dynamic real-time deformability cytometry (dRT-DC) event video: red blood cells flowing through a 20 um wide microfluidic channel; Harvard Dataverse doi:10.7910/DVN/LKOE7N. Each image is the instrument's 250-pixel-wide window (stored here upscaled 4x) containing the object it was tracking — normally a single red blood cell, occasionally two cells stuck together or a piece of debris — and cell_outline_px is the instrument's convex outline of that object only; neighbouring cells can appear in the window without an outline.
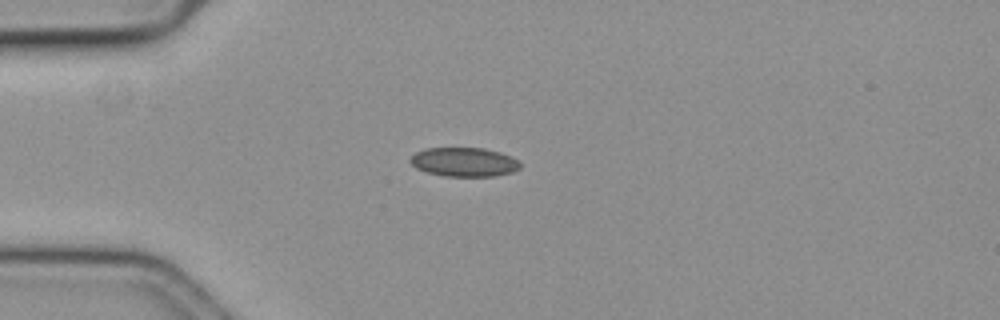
{"species": "common noctule bat (a hibernating species)", "species_latin": "Nyctalus noctula", "temperature_condition": "cold", "stored_images_in_passage": 29, "camera_frame_rate_fps": 3000, "um_per_image_px": 0.085, "animal": {"sex": "female", "body_mass_g": 19.3, "forearm_length_mm": 54.1}, "frame": {"image": 1, "passage_image": 1, "time_ms": 0.0, "image_size_px": [1000, 320], "cell_outline_px": [[520, 168], [512, 172], [496, 176], [444, 176], [428, 172], [416, 168], [408, 160], [416, 152], [424, 148], [484, 148], [500, 152], [516, 160], [520, 164]], "centroid_in_image_um": [39.42, 13.77], "position_along_channel_um": 45.6, "area_um2": 18.5}}
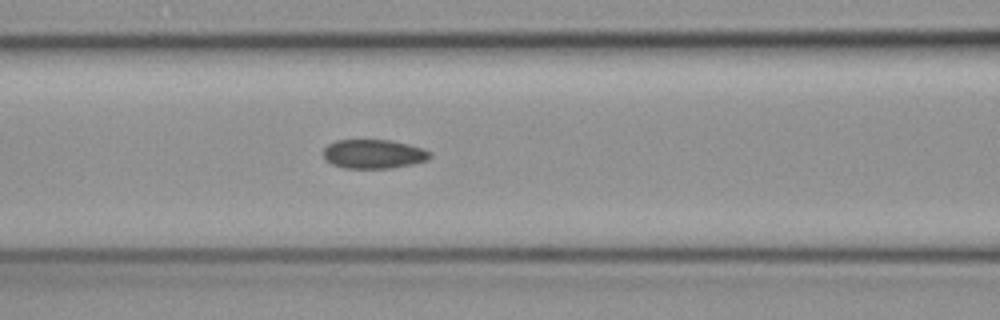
{"frame": {"image": 2, "passage_image": 10, "time_ms": 3.0, "image_size_px": [1000, 320], "cell_outline_px": [[432, 156], [428, 160], [412, 164], [392, 168], [344, 168], [332, 164], [324, 156], [324, 148], [328, 144], [336, 140], [388, 140], [408, 144], [432, 152]], "centroid_in_image_um": [31.77, 13.09], "position_along_channel_um": 134.8, "area_um2": 17.98}}
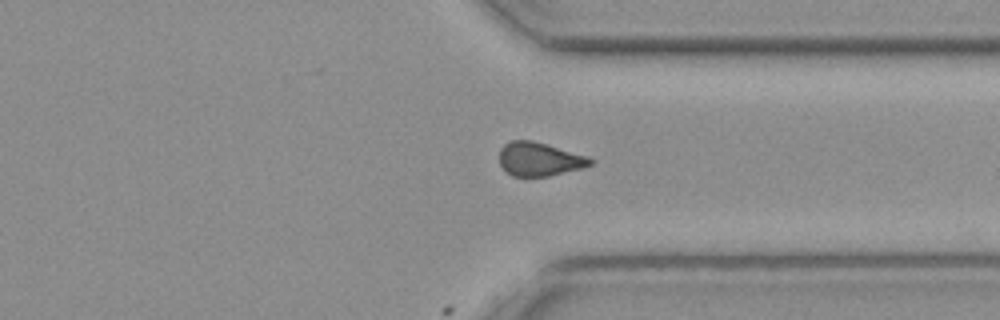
{"frame": {"image": 3, "passage_image": 29, "time_ms": 9.333, "image_size_px": [1000, 320], "cell_outline_px": [[592, 164], [584, 168], [548, 176], [512, 176], [500, 164], [500, 148], [508, 140], [532, 140], [588, 156], [592, 160]], "centroid_in_image_um": [45.85, 13.52], "position_along_channel_um": 365.6, "area_um2": 17.8}}